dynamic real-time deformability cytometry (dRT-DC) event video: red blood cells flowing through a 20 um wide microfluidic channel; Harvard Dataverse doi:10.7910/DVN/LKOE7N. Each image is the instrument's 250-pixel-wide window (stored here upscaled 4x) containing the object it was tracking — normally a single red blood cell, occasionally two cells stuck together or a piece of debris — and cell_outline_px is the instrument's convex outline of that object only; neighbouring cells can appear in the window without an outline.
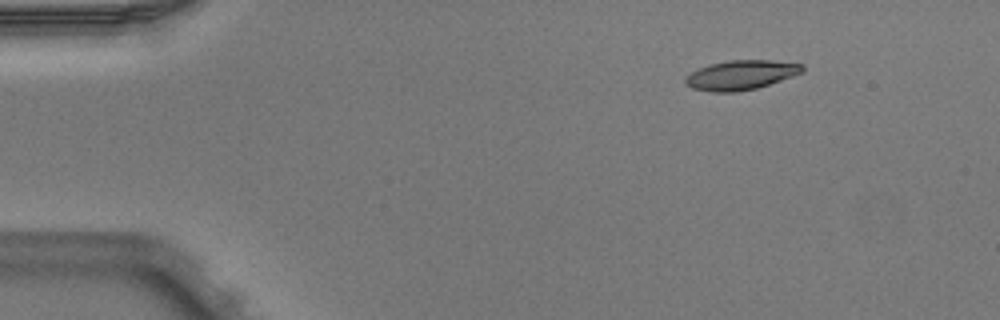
{"species": "Egyptian fruit bat (a non-hibernating species)", "species_latin": "Rousettus aegyptiacus", "temperature_condition": "warm", "stored_images_in_passage": 5, "segment_of_instrument_passage": [2, 2], "camera_frame_rate_fps": 3000, "um_per_image_px": 0.085, "animal": {"sex": "male"}, "frame": {"image": 1, "passage_image": 5, "time_ms": 1.333, "image_size_px": [1000, 320], "cell_outline_px": [[804, 72], [756, 88], [736, 92], [712, 92], [692, 88], [684, 84], [684, 76], [708, 64], [728, 60], [772, 60], [804, 64]], "centroid_in_image_um": [62.95, 6.37], "position_along_channel_um": 22.0, "area_um2": 20.17}}